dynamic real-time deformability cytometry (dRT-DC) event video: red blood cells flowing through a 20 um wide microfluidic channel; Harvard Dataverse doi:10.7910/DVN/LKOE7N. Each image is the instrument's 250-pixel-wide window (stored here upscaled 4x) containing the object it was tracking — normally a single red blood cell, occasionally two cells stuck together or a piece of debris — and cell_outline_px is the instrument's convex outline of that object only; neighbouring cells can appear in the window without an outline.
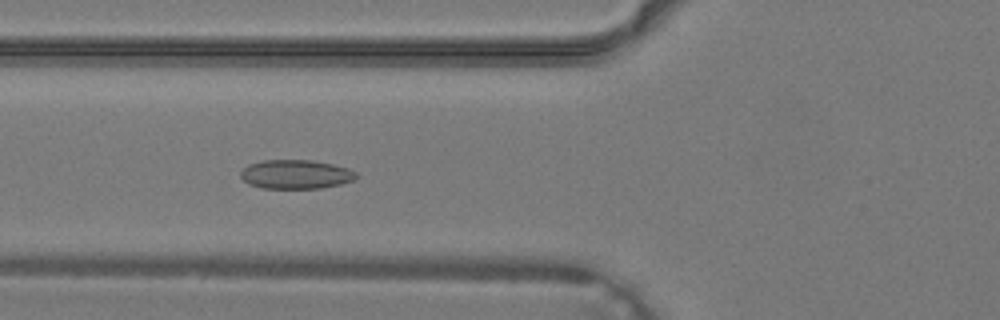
{"species": "common noctule bat (a hibernating species)", "species_latin": "Nyctalus noctula", "temperature_condition": "warm", "stored_images_in_passage": 41, "camera_frame_rate_fps": 3000, "um_per_image_px": 0.085, "animal": {"sex": "male", "body_mass_g": 19.2, "forearm_length_mm": 51.8}, "frame": {"image": 1, "passage_image": 16, "time_ms": 5.0, "image_size_px": [1000, 320], "cell_outline_px": [[356, 176], [352, 180], [340, 184], [320, 188], [260, 188], [248, 184], [240, 176], [240, 172], [248, 164], [264, 160], [312, 160], [332, 164], [348, 168], [356, 172]], "centroid_in_image_um": [25.1, 14.81], "position_along_channel_um": 100.7, "area_um2": 19.48}}
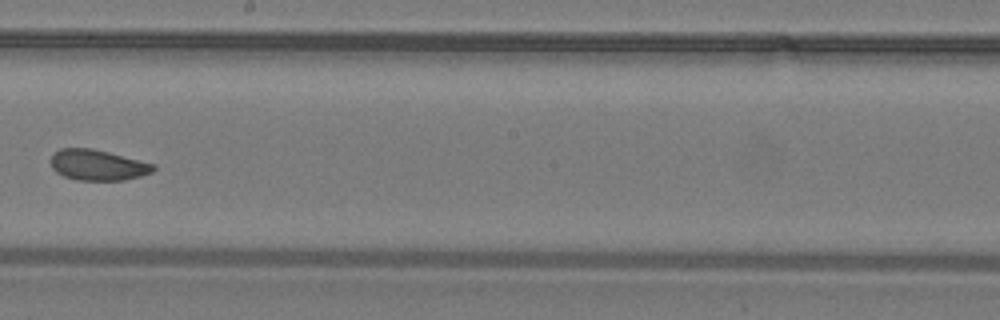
{"frame": {"image": 2, "passage_image": 24, "time_ms": 7.667, "image_size_px": [1000, 320], "cell_outline_px": [[156, 168], [152, 172], [140, 176], [124, 180], [76, 180], [64, 176], [56, 172], [52, 168], [52, 156], [60, 148], [92, 148], [156, 164]], "centroid_in_image_um": [8.33, 14.03], "position_along_channel_um": 239.9, "area_um2": 18.26}}
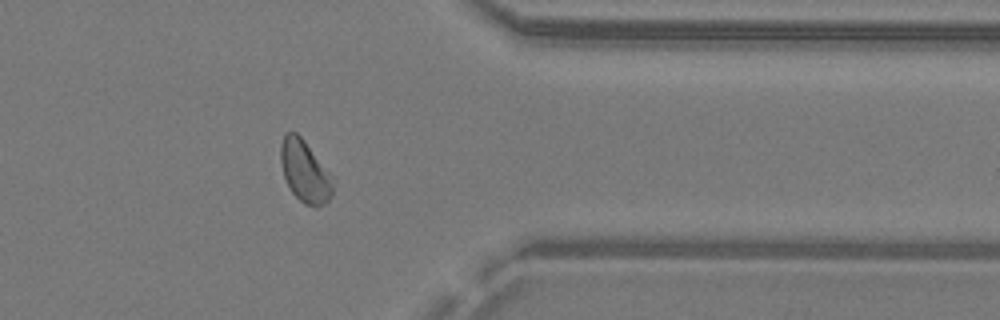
{"frame": {"image": 3, "passage_image": 33, "time_ms": 10.667, "image_size_px": [1000, 320], "cell_outline_px": [[336, 180], [332, 196], [324, 204], [316, 208], [304, 204], [292, 192], [284, 176], [280, 160], [280, 144], [284, 132], [296, 132], [304, 140], [336, 176]], "centroid_in_image_um": [25.98, 14.56], "position_along_channel_um": 385.4, "area_um2": 19.59}}